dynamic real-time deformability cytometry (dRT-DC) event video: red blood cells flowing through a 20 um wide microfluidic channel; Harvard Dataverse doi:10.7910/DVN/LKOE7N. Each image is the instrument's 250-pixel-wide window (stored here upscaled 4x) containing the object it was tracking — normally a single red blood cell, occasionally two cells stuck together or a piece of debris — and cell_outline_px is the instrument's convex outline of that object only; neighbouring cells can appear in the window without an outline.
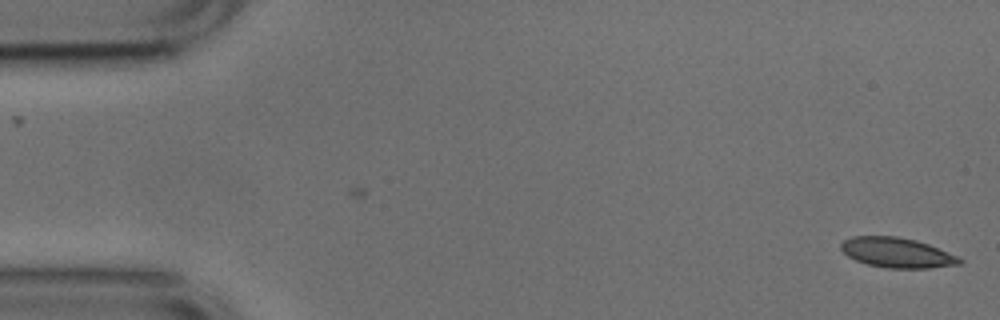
{"species": "common noctule bat (a hibernating species)", "species_latin": "Nyctalus noctula", "temperature_condition": "cold", "stored_images_in_passage": 5, "camera_frame_rate_fps": 3000, "um_per_image_px": 0.085, "animal": {"sex": "male", "body_mass_g": 17.9, "forearm_length_mm": 54.2}, "frame": {"image": 1, "passage_image": 5, "time_ms": 1.333, "image_size_px": [1000, 320], "cell_outline_px": [[964, 260], [960, 264], [928, 268], [888, 268], [868, 264], [856, 260], [848, 256], [840, 248], [840, 244], [844, 240], [852, 236], [896, 236], [916, 240], [928, 244], [960, 256]], "centroid_in_image_um": [76.27, 21.47], "position_along_channel_um": 8.7, "area_um2": 20.75}}